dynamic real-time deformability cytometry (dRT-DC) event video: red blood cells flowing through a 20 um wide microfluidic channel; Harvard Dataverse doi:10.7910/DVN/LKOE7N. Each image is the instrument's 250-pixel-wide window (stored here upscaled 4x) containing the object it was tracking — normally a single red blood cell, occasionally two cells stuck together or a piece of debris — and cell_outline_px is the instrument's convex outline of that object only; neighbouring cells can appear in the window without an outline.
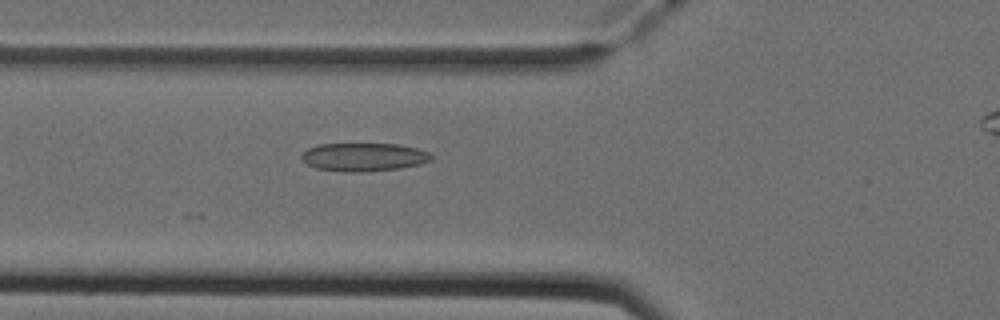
{"species": "Egyptian fruit bat (a non-hibernating species)", "species_latin": "Rousettus aegyptiacus", "temperature_condition": "cold", "stored_images_in_passage": 5, "camera_frame_rate_fps": 3000, "um_per_image_px": 0.085, "animal": {"sex": "female"}, "frame": {"image": 1, "passage_image": 4, "time_ms": 1.0, "image_size_px": [1000, 320], "cell_outline_px": [[432, 160], [420, 164], [400, 168], [364, 172], [344, 172], [316, 168], [308, 164], [300, 156], [308, 148], [320, 144], [396, 144], [416, 148], [428, 152], [432, 156]], "centroid_in_image_um": [30.92, 13.35], "position_along_channel_um": 94.9, "area_um2": 21.27}}